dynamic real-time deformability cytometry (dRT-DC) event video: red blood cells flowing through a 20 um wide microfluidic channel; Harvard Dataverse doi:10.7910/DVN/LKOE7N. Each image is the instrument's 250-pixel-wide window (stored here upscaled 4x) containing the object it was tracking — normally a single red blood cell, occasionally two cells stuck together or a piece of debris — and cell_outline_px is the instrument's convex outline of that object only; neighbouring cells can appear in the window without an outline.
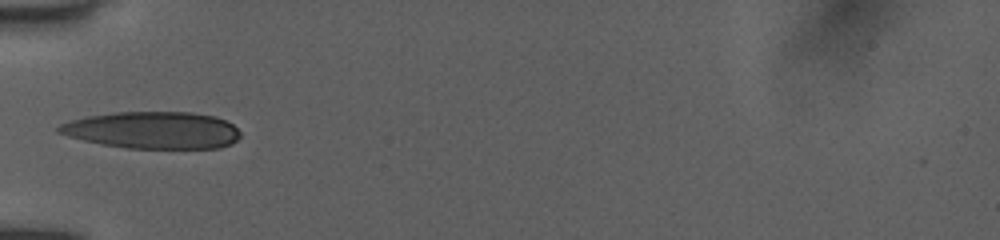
{"species": "human", "species_latin": "Homo sapiens", "temperature_condition": "room temperature", "stored_images_in_passage": 17, "camera_frame_rate_fps": 3000, "um_per_image_px": 0.085, "donor": {"sex": "female"}, "frame": {"image": 1, "passage_image": 5, "time_ms": 4.0, "image_size_px": [1000, 240], "cell_outline_px": [[240, 136], [232, 144], [220, 148], [128, 148], [100, 144], [68, 136], [56, 132], [56, 128], [60, 124], [72, 120], [88, 116], [116, 112], [192, 112], [216, 116], [232, 124], [240, 132]], "centroid_in_image_um": [12.99, 11.06], "position_along_channel_um": 72.0, "area_um2": 39.19}}
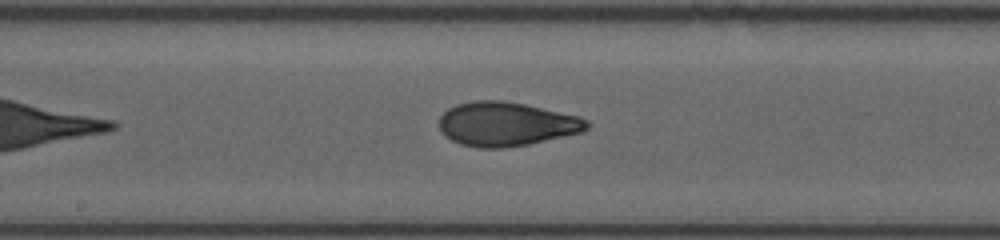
{"frame": {"image": 2, "passage_image": 11, "time_ms": 7.333, "image_size_px": [1000, 240], "cell_outline_px": [[588, 128], [580, 132], [528, 144], [504, 148], [476, 148], [460, 144], [444, 136], [440, 132], [440, 116], [448, 108], [456, 104], [472, 100], [500, 100], [524, 104], [580, 116], [588, 120]], "centroid_in_image_um": [42.99, 10.54], "position_along_channel_um": 205.2, "area_um2": 37.92}}
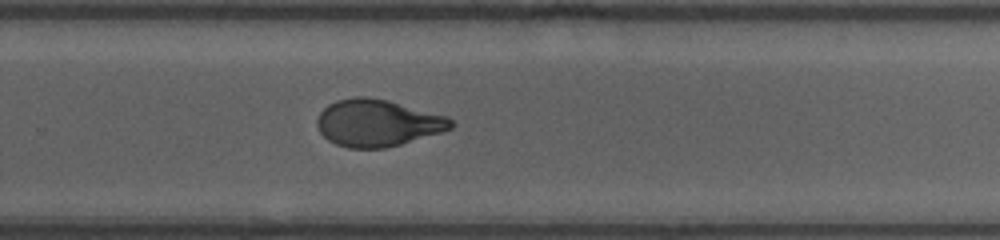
{"frame": {"image": 3, "passage_image": 17, "time_ms": 9.667, "image_size_px": [1000, 240], "cell_outline_px": [[452, 128], [440, 132], [400, 144], [384, 148], [348, 148], [336, 144], [328, 140], [320, 132], [316, 124], [316, 120], [320, 112], [328, 104], [336, 100], [352, 96], [364, 96], [388, 100], [448, 116], [452, 120]], "centroid_in_image_um": [32.05, 10.43], "position_along_channel_um": 297.7, "area_um2": 36.59}}